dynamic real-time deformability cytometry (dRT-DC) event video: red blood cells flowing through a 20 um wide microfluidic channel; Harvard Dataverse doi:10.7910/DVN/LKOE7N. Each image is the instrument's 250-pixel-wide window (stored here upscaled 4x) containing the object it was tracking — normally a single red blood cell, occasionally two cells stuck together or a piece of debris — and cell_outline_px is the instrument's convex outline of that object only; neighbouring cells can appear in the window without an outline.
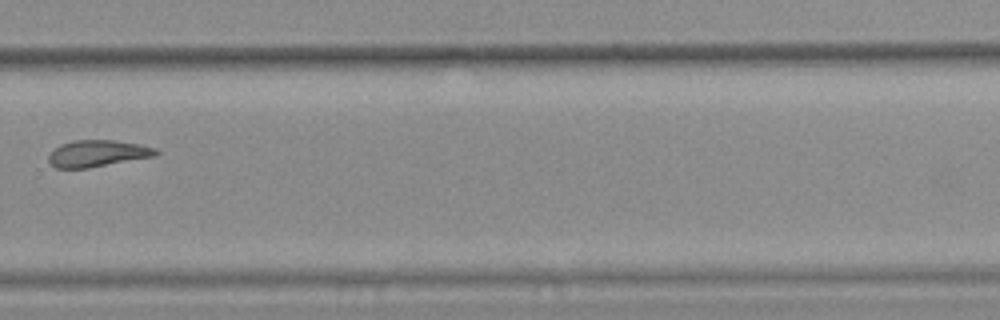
{"species": "common noctule bat (a hibernating species)", "species_latin": "Nyctalus noctula", "temperature_condition": "warm", "stored_images_in_passage": 12, "camera_frame_rate_fps": 3000, "um_per_image_px": 0.085, "animal": {"sex": "female", "body_mass_g": 25.1}, "frame": {"image": 1, "passage_image": 9, "time_ms": 2.667, "image_size_px": [1000, 320], "cell_outline_px": [[160, 152], [156, 156], [88, 168], [56, 168], [48, 160], [48, 156], [60, 144], [72, 140], [112, 140], [140, 144], [156, 148]], "centroid_in_image_um": [8.32, 13.04], "position_along_channel_um": 321.5, "area_um2": 16.65}}
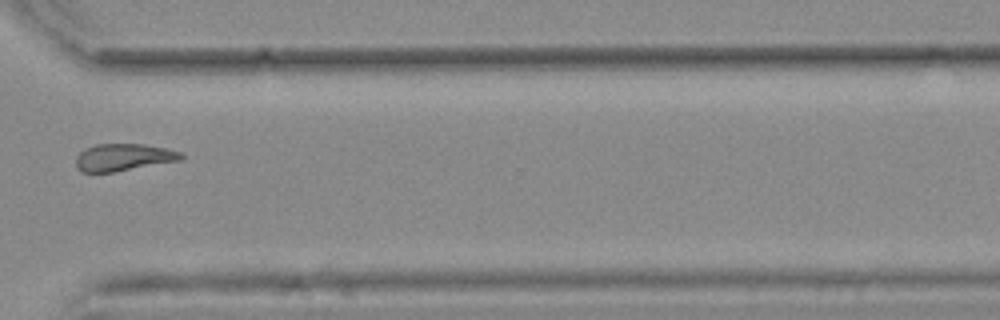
{"frame": {"image": 2, "passage_image": 10, "time_ms": 3.0, "image_size_px": [1000, 320], "cell_outline_px": [[184, 156], [180, 160], [112, 172], [80, 172], [76, 168], [76, 156], [84, 148], [96, 144], [144, 144], [168, 148], [184, 152]], "centroid_in_image_um": [10.49, 13.36], "position_along_channel_um": 360.1, "area_um2": 16.76}}